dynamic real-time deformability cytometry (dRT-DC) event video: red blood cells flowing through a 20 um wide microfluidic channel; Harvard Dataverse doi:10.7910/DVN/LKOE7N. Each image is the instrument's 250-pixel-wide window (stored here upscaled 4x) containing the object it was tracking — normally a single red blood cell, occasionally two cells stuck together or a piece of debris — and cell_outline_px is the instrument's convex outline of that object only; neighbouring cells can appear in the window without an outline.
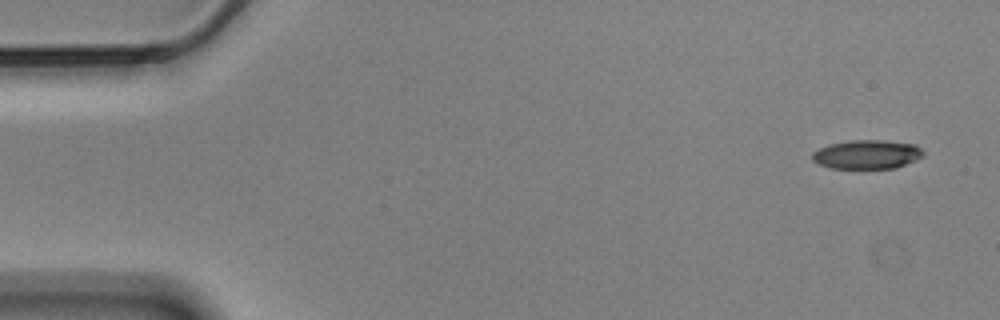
{"species": "Egyptian fruit bat (a non-hibernating species)", "species_latin": "Rousettus aegyptiacus", "temperature_condition": "cold", "stored_images_in_passage": 2, "camera_frame_rate_fps": 3000, "um_per_image_px": 0.085, "animal": {"sex": "male"}, "frame": {"image": 1, "passage_image": 1, "time_ms": 0.0, "image_size_px": [1000, 320], "cell_outline_px": [[924, 156], [916, 160], [896, 168], [828, 168], [812, 160], [812, 152], [828, 144], [852, 140], [884, 140], [916, 144], [924, 152]], "centroid_in_image_um": [73.71, 13.12], "position_along_channel_um": 11.3, "area_um2": 18.84}}